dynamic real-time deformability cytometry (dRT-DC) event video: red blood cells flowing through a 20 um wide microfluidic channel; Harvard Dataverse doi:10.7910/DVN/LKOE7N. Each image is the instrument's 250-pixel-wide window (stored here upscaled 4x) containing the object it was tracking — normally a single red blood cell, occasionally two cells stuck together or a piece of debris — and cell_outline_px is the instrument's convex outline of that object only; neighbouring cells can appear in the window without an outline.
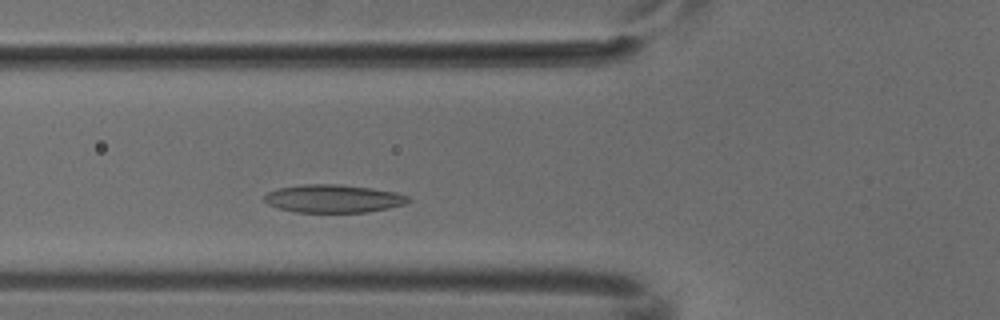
{"species": "common noctule bat (a hibernating species)", "species_latin": "Nyctalus noctula", "temperature_condition": "cold", "stored_images_in_passage": 3, "camera_frame_rate_fps": 3000, "um_per_image_px": 0.085, "animal": {"sex": "male", "body_mass_g": 18.8}, "frame": {"image": 1, "passage_image": 3, "time_ms": 0.667, "image_size_px": [1000, 320], "cell_outline_px": [[408, 200], [404, 204], [388, 208], [368, 212], [296, 212], [280, 208], [268, 204], [264, 200], [264, 196], [268, 192], [276, 188], [304, 184], [340, 184], [372, 188], [396, 192], [408, 196]], "centroid_in_image_um": [28.31, 16.87], "position_along_channel_um": 97.5, "area_um2": 23.41}}